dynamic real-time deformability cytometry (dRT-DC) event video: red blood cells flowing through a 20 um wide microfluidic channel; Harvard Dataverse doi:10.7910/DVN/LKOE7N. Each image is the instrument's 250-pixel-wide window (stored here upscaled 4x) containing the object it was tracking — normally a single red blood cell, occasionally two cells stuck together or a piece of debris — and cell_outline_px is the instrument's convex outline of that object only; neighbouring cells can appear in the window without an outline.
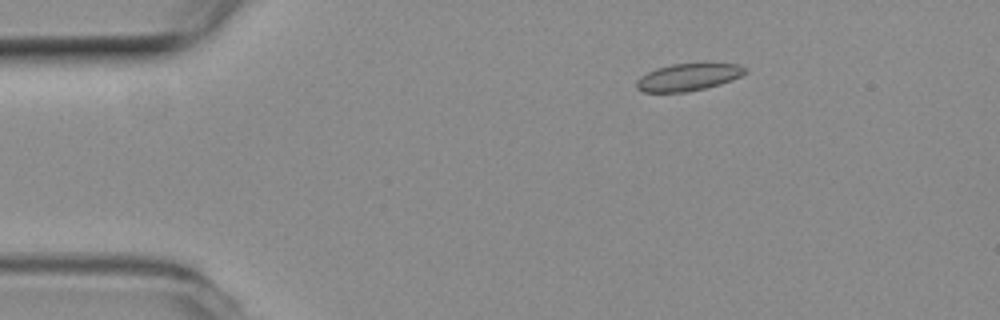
{"species": "common noctule bat (a hibernating species)", "species_latin": "Nyctalus noctula", "temperature_condition": "room temperature", "stored_images_in_passage": 53, "camera_frame_rate_fps": 3000, "um_per_image_px": 0.085, "animal": {"sex": "female", "body_mass_g": 19.3, "forearm_length_mm": 54.1}, "frame": {"image": 1, "passage_image": 7, "time_ms": 2.0, "image_size_px": [1000, 320], "cell_outline_px": [[748, 72], [732, 80], [720, 84], [688, 92], [644, 92], [636, 88], [636, 80], [640, 76], [656, 68], [672, 64], [704, 60], [740, 64], [748, 68]], "centroid_in_image_um": [58.58, 6.49], "position_along_channel_um": 26.4, "area_um2": 18.21}}
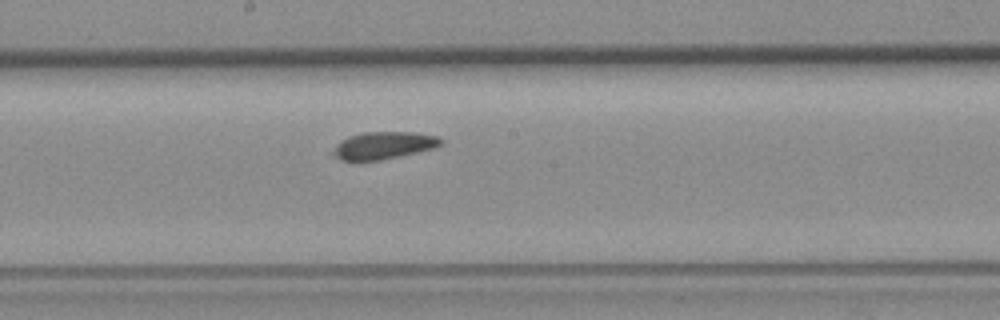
{"frame": {"image": 2, "passage_image": 27, "time_ms": 8.667, "image_size_px": [1000, 320], "cell_outline_px": [[444, 144], [436, 148], [380, 160], [340, 160], [332, 156], [332, 152], [340, 140], [348, 136], [364, 132], [412, 132], [440, 136], [444, 140]], "centroid_in_image_um": [32.65, 12.35], "position_along_channel_um": 215.6, "area_um2": 17.34}}
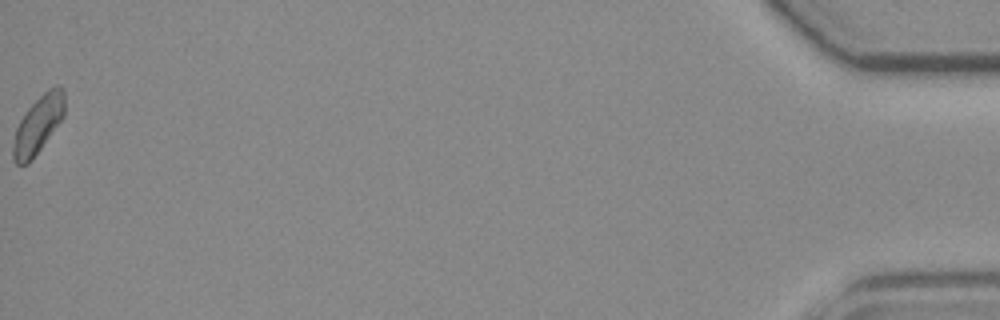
{"frame": {"image": 3, "passage_image": 53, "time_ms": 17.333, "image_size_px": [1000, 320], "cell_outline_px": [[64, 116], [32, 160], [28, 164], [16, 164], [12, 160], [12, 148], [16, 128], [20, 120], [28, 108], [48, 88], [56, 84], [60, 84], [64, 88]], "centroid_in_image_um": [3.24, 10.58], "position_along_channel_um": 432.0, "area_um2": 17.28}}